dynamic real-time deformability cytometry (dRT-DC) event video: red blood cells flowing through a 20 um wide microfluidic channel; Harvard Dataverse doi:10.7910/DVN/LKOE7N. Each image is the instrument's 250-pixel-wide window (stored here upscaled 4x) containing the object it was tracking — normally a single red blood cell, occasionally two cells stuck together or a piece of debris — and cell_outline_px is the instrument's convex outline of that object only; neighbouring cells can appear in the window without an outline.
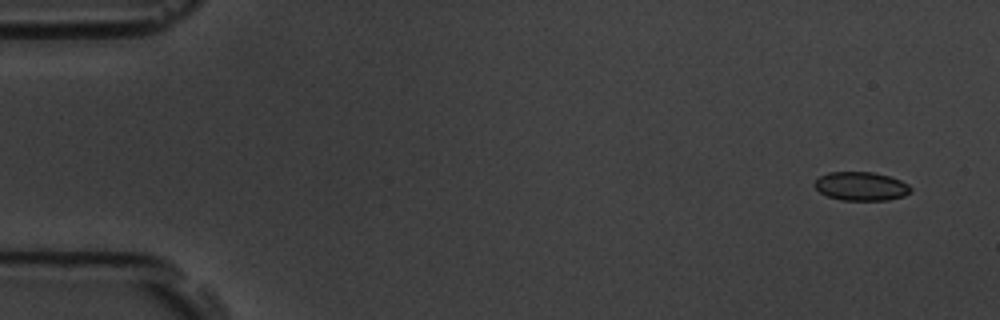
{"species": "common noctule bat (a hibernating species)", "species_latin": "Nyctalus noctula", "temperature_condition": "room temperature", "stored_images_in_passage": 15, "camera_frame_rate_fps": 3000, "um_per_image_px": 0.085, "animal": {"sex": "male", "body_mass_g": 19.5, "forearm_length_mm": 54.6}, "frame": {"image": 1, "passage_image": 1, "time_ms": 0.0, "image_size_px": [1000, 320], "cell_outline_px": [[912, 192], [904, 196], [888, 200], [840, 200], [828, 196], [820, 192], [812, 184], [820, 176], [828, 172], [872, 172], [888, 176], [900, 180], [908, 184], [912, 188]], "centroid_in_image_um": [73.2, 15.83], "position_along_channel_um": 11.8, "area_um2": 16.13}}
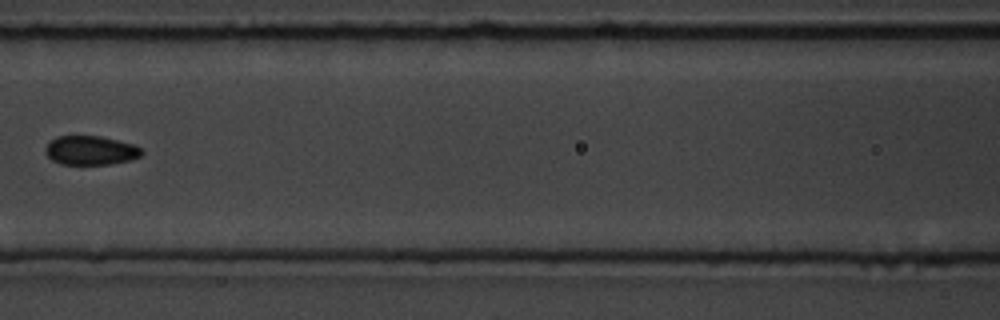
{"frame": {"image": 2, "passage_image": 7, "time_ms": 7.667, "image_size_px": [1000, 320], "cell_outline_px": [[144, 152], [140, 156], [132, 160], [108, 164], [60, 164], [52, 160], [44, 152], [48, 144], [56, 136], [100, 136], [132, 144], [140, 148]], "centroid_in_image_um": [7.7, 12.79], "position_along_channel_um": 158.9, "area_um2": 16.18}}
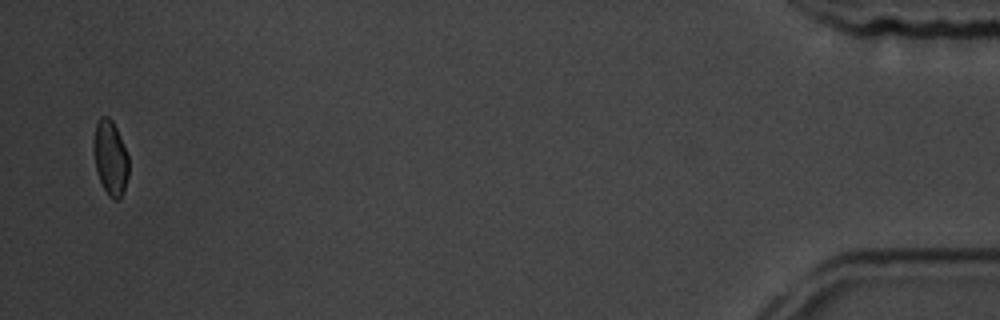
{"frame": {"image": 3, "passage_image": 15, "time_ms": 17.667, "image_size_px": [1000, 320], "cell_outline_px": [[128, 176], [124, 192], [120, 200], [112, 200], [108, 196], [96, 172], [92, 144], [92, 140], [96, 124], [100, 116], [108, 116], [112, 120], [116, 128], [128, 156]], "centroid_in_image_um": [9.36, 13.44], "position_along_channel_um": 425.8, "area_um2": 15.49}, "authors_computed_cell_mechanics": {"area_um2": 16.1262, "velocity_mm_per_s": 3.5692, "shape_relaxation_time_tau1_ms": 3.3254, "shape_relaxation_time_tau2_ms": 2.6989, "deformation_change_tau1": 0.0719, "deformation_change_tau2": 0.0508}}